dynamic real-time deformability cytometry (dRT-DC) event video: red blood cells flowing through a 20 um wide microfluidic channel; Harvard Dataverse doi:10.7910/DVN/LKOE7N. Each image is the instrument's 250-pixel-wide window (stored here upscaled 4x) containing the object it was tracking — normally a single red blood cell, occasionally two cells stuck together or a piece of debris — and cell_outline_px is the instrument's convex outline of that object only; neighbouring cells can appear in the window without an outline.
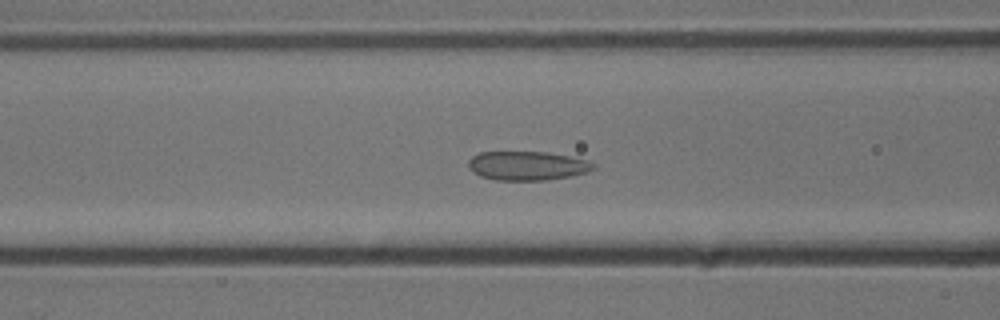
{"species": "common noctule bat (a hibernating species)", "species_latin": "Nyctalus noctula", "temperature_condition": "cold", "stored_images_in_passage": 46, "camera_frame_rate_fps": 3000, "um_per_image_px": 0.085, "animal": {"sex": "male", "body_mass_g": 13.3}, "frame": {"image": 1, "passage_image": 18, "time_ms": 5.667, "image_size_px": [1000, 320], "cell_outline_px": [[596, 168], [588, 172], [548, 180], [496, 180], [480, 176], [468, 164], [468, 160], [472, 156], [480, 152], [548, 152], [588, 160], [596, 164]], "centroid_in_image_um": [44.86, 14.08], "position_along_channel_um": 121.7, "area_um2": 21.04}}
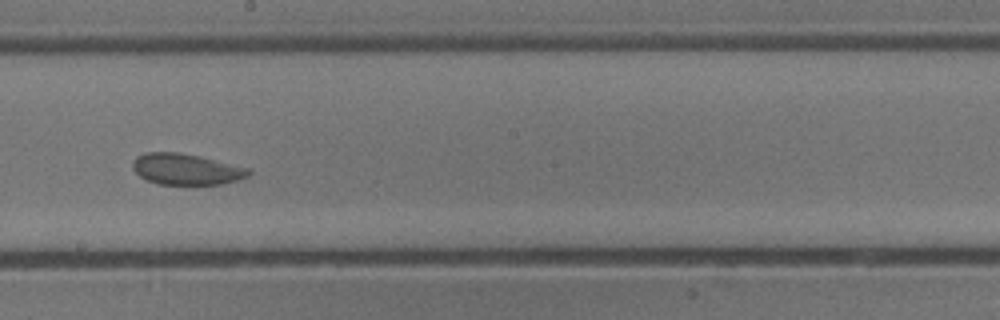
{"frame": {"image": 2, "passage_image": 27, "time_ms": 8.667, "image_size_px": [1000, 320], "cell_outline_px": [[252, 172], [248, 176], [236, 180], [220, 184], [160, 184], [148, 180], [140, 176], [132, 168], [132, 160], [136, 156], [144, 152], [180, 152], [200, 156], [248, 168]], "centroid_in_image_um": [15.79, 14.36], "position_along_channel_um": 232.4, "area_um2": 20.92}}
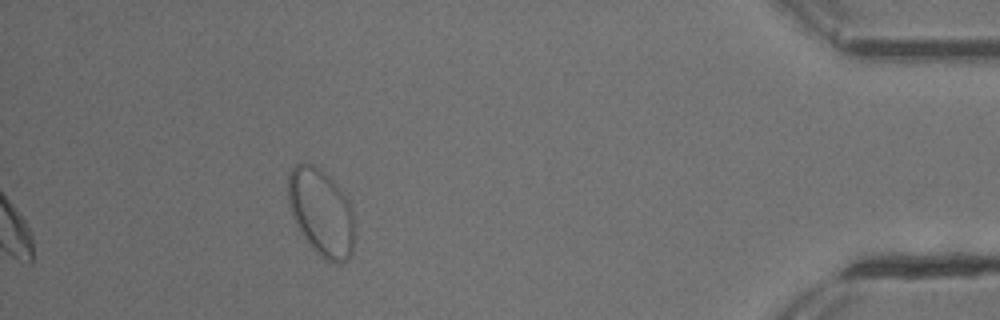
{"frame": {"image": 3, "passage_image": 46, "time_ms": 15.0, "image_size_px": [1000, 320], "cell_outline_px": [[352, 252], [348, 260], [340, 264], [328, 260], [320, 256], [308, 244], [296, 224], [292, 216], [288, 200], [288, 176], [292, 168], [296, 164], [312, 164], [320, 168], [344, 192], [348, 200], [352, 212]], "centroid_in_image_um": [27.28, 18.05], "position_along_channel_um": 407.9, "area_um2": 33.35}}